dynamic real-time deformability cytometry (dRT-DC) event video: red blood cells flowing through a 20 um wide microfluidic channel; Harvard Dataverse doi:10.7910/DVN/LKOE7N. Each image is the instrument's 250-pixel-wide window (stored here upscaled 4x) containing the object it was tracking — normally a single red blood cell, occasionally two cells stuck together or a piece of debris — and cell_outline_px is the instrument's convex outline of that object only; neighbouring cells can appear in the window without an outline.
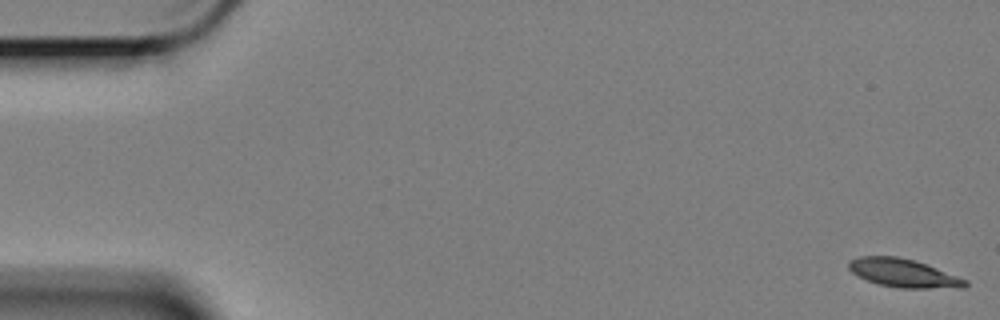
{"species": "Egyptian fruit bat (a non-hibernating species)", "species_latin": "Rousettus aegyptiacus", "temperature_condition": "cold", "stored_images_in_passage": 60, "camera_frame_rate_fps": 3000, "um_per_image_px": 0.085, "animal": {"sex": "female"}, "frame": {"image": 1, "passage_image": 1, "time_ms": 0.0, "image_size_px": [1000, 320], "cell_outline_px": [[968, 284], [964, 288], [900, 288], [880, 284], [868, 280], [852, 272], [848, 268], [848, 260], [860, 256], [896, 256], [912, 260], [936, 268], [968, 280]], "centroid_in_image_um": [76.79, 23.21], "position_along_channel_um": 8.2, "area_um2": 19.02}}
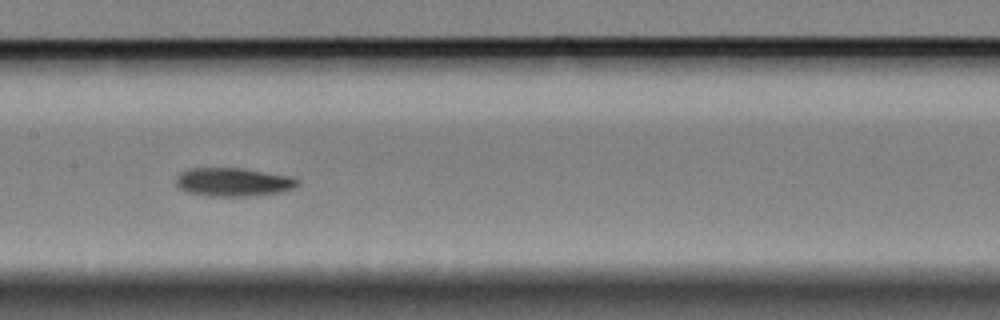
{"frame": {"image": 2, "passage_image": 29, "time_ms": 9.333, "image_size_px": [1000, 320], "cell_outline_px": [[300, 184], [296, 188], [284, 192], [260, 196], [204, 196], [188, 192], [180, 188], [176, 184], [176, 176], [180, 172], [188, 168], [244, 168], [292, 176], [300, 180]], "centroid_in_image_um": [19.9, 15.48], "position_along_channel_um": 187.5, "area_um2": 20.81}}
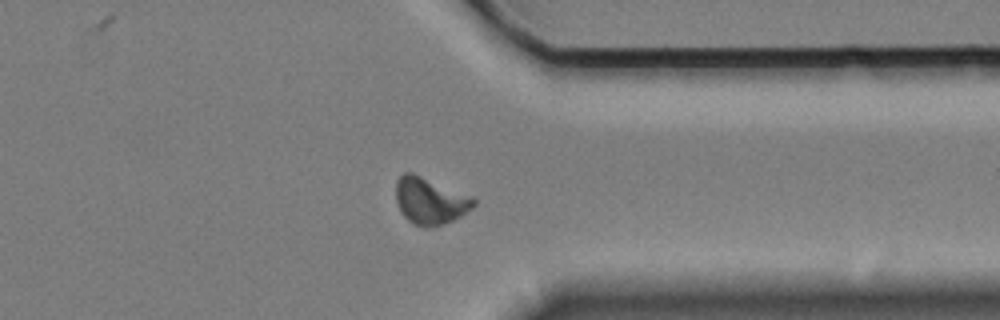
{"frame": {"image": 3, "passage_image": 46, "time_ms": 15.0, "image_size_px": [1000, 320], "cell_outline_px": [[476, 204], [472, 208], [460, 216], [444, 224], [428, 228], [412, 224], [400, 212], [396, 200], [396, 180], [404, 172], [412, 172], [472, 196], [476, 200]], "centroid_in_image_um": [36.54, 17.07], "position_along_channel_um": 374.9, "area_um2": 21.27}, "authors_computed_cell_mechanics": {"area_um2": 19.7676, "velocity_mm_per_s": 3.363, "shape_relaxation_time_tau1_ms": 6.54, "shape_relaxation_time_tau2_ms": null, "deformation_change_tau1": 0.1521, "deformation_change_tau2": null}}